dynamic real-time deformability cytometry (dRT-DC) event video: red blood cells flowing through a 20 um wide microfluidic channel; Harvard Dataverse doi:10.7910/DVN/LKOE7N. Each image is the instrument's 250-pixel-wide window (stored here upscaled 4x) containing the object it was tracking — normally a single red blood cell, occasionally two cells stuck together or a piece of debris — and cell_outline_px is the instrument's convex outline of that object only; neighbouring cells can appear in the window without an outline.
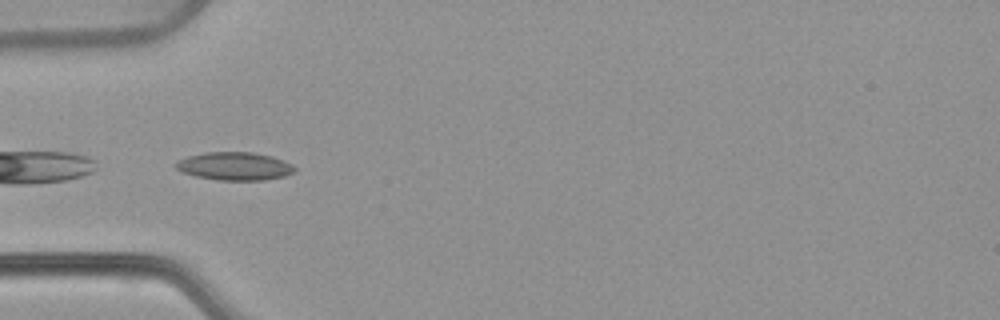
{"species": "common noctule bat (a hibernating species)", "species_latin": "Nyctalus noctula", "temperature_condition": "warm", "stored_images_in_passage": 37, "camera_frame_rate_fps": 3000, "um_per_image_px": 0.085, "animal": {"sex": "female", "body_mass_g": 22.7, "forearm_length_mm": 54.2}, "frame": {"image": 1, "passage_image": 1, "time_ms": 0.0, "image_size_px": [1000, 320], "cell_outline_px": [[296, 172], [284, 176], [264, 180], [216, 180], [196, 176], [184, 172], [176, 168], [176, 160], [188, 156], [204, 152], [252, 152], [272, 156], [284, 160], [292, 164], [296, 168]], "centroid_in_image_um": [19.97, 14.12], "position_along_channel_um": 65.0, "area_um2": 19.54}}
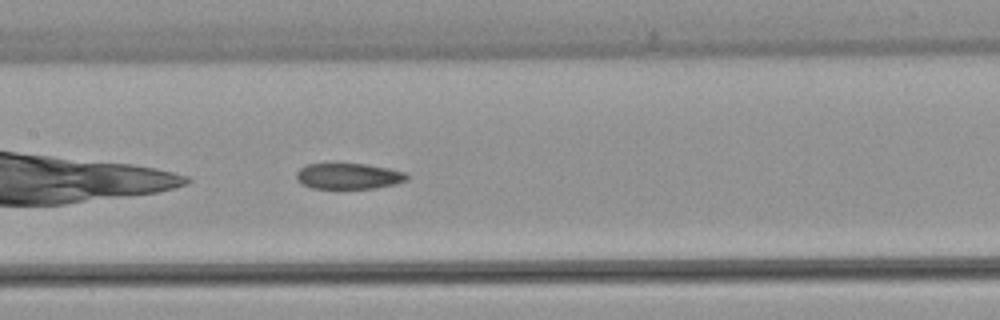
{"frame": {"image": 2, "passage_image": 10, "time_ms": 3.0, "image_size_px": [1000, 320], "cell_outline_px": [[408, 180], [396, 184], [376, 188], [312, 188], [300, 184], [296, 180], [296, 172], [304, 164], [364, 164], [388, 168], [408, 172]], "centroid_in_image_um": [29.63, 14.97], "position_along_channel_um": 177.8, "area_um2": 16.82}}
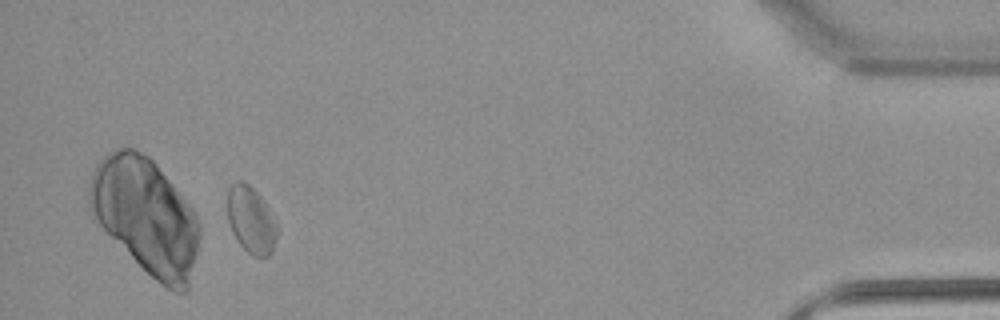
{"frame": {"image": 3, "passage_image": 34, "time_ms": 11.0, "image_size_px": [1000, 320], "cell_outline_px": [[276, 240], [272, 252], [268, 256], [252, 256], [236, 240], [228, 224], [228, 188], [236, 180], [244, 180], [264, 200], [276, 220]], "centroid_in_image_um": [21.33, 18.68], "position_along_channel_um": 413.9, "area_um2": 19.42}, "authors_computed_cell_mechanics": {"area_um2": 18.4382, "velocity_mm_per_s": 3.7701, "shape_relaxation_time_tau1_ms": null, "shape_relaxation_time_tau2_ms": 3.428, "deformation_change_tau1": null, "deformation_change_tau2": 0.0975}}